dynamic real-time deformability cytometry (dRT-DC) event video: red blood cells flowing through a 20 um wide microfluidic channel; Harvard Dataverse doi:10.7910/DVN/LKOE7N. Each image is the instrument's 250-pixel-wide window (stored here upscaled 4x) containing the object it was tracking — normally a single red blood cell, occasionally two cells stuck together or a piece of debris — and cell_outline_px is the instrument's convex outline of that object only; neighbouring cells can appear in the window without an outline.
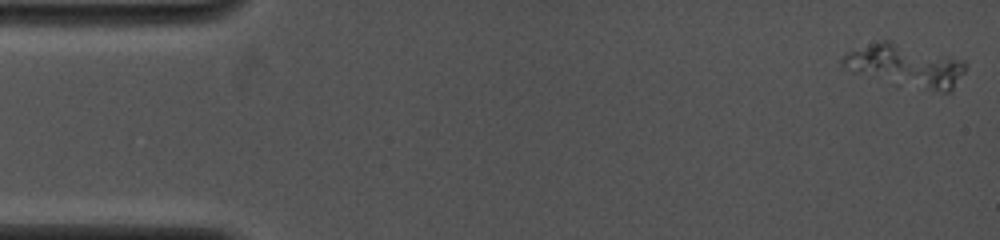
{"species": "common noctule bat (a hibernating species)", "species_latin": "Nyctalus noctula", "temperature_condition": "cold", "stored_images_in_passage": 35, "camera_frame_rate_fps": 4000, "um_per_image_px": 0.085, "animal": {"sex": "female", "body_mass_g": 19.0, "forearm_length_mm": 53.3}, "frame": {"image": 1, "passage_image": 1, "time_ms": 0.0, "image_size_px": [1000, 240], "cell_outline_px": [[968, 64], [964, 72], [952, 88], [948, 92], [940, 92], [856, 72], [844, 68], [840, 64], [840, 60], [848, 52], [880, 40], [892, 40], [952, 56], [964, 60]], "centroid_in_image_um": [77.03, 5.52], "position_along_channel_um": 8.0, "area_um2": 29.59}}
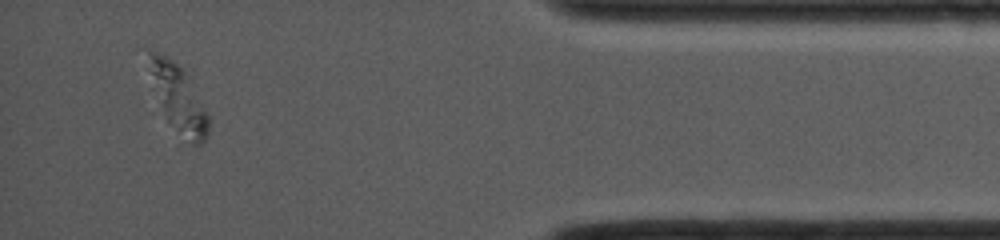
{"frame": {"image": 2, "passage_image": 33, "time_ms": 14.25, "image_size_px": [1000, 240], "cell_outline_px": [[208, 136], [200, 144], [192, 144], [168, 124], [140, 48], [144, 44], [168, 56], [184, 72], [208, 112]], "centroid_in_image_um": [15.05, 8.22], "position_along_channel_um": 420.2, "area_um2": 23.7}}